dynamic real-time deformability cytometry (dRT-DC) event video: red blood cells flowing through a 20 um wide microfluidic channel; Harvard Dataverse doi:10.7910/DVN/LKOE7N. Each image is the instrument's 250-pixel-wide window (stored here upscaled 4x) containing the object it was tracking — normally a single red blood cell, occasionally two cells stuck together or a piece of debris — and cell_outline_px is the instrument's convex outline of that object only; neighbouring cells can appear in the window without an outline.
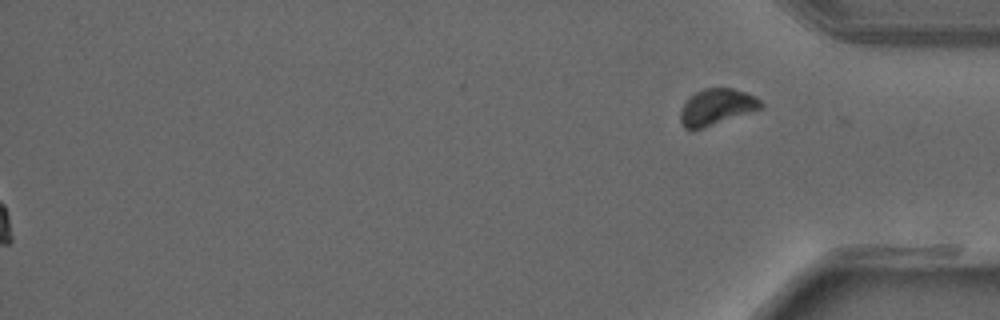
{"species": "common noctule bat (a hibernating species)", "species_latin": "Nyctalus noctula", "temperature_condition": "warm", "stored_images_in_passage": 39, "segment_of_instrument_passage": [2, 2], "camera_frame_rate_fps": 3000, "um_per_image_px": 0.085, "animal": {"sex": "male", "forearm_length_mm": 52.5}, "frame": {"image": 1, "passage_image": 39, "time_ms": 12.667, "image_size_px": [1000, 320], "cell_outline_px": [[764, 104], [760, 108], [700, 128], [684, 128], [680, 120], [680, 112], [684, 104], [696, 92], [704, 88], [732, 88], [756, 96]], "centroid_in_image_um": [60.91, 9.06], "position_along_channel_um": 374.3, "area_um2": 16.24}}